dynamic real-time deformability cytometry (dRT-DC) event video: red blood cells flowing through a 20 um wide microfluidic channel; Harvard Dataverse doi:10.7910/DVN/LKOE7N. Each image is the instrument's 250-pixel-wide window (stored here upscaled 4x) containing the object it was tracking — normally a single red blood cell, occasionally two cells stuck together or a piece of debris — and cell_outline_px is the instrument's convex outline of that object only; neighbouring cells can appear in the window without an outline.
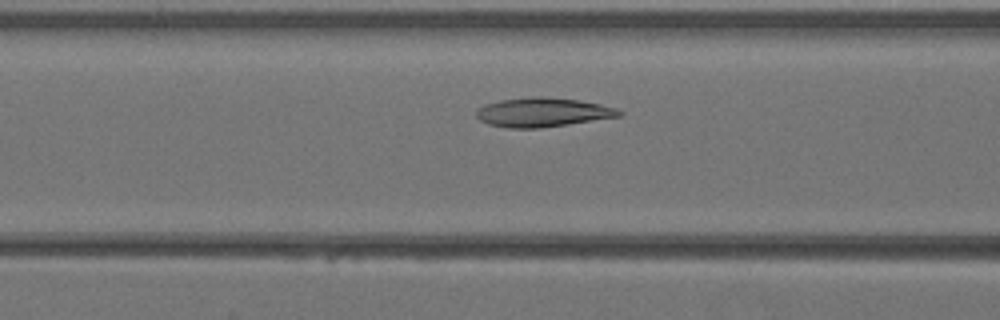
{"species": "Egyptian fruit bat (a non-hibernating species)", "species_latin": "Rousettus aegyptiacus", "temperature_condition": "warm", "stored_images_in_passage": 34, "camera_frame_rate_fps": 3000, "um_per_image_px": 0.085, "animal": {"sex": "female"}, "frame": {"image": 1, "passage_image": 10, "time_ms": 3.0, "image_size_px": [1000, 320], "cell_outline_px": [[624, 116], [540, 128], [508, 128], [488, 124], [480, 120], [476, 116], [476, 108], [484, 104], [500, 100], [540, 96], [576, 100], [600, 104], [616, 108], [624, 112]], "centroid_in_image_um": [46.13, 9.55], "position_along_channel_um": 120.5, "area_um2": 24.28}}
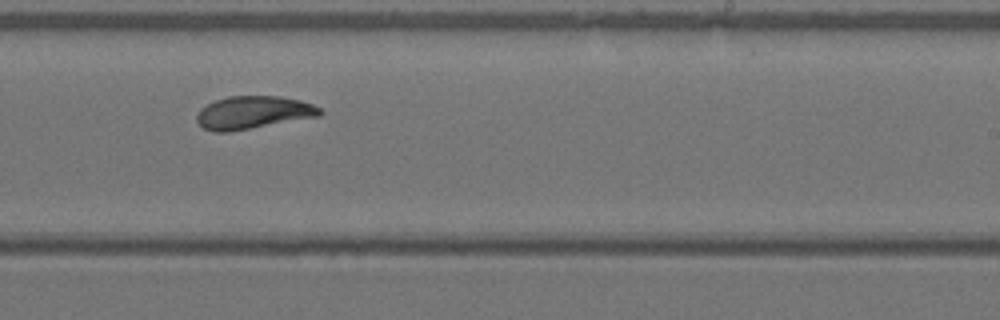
{"frame": {"image": 2, "passage_image": 19, "time_ms": 6.0, "image_size_px": [1000, 320], "cell_outline_px": [[324, 112], [320, 116], [228, 132], [212, 132], [204, 128], [196, 120], [196, 116], [200, 108], [216, 100], [228, 96], [280, 96], [300, 100], [312, 104], [320, 108]], "centroid_in_image_um": [21.52, 9.56], "position_along_channel_um": 267.5, "area_um2": 23.52}}
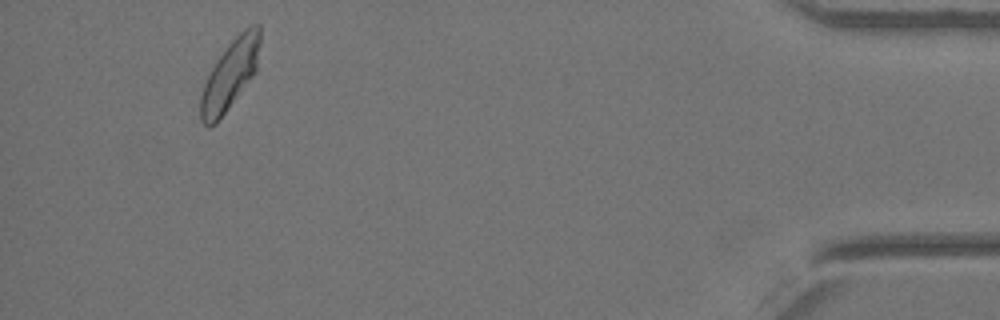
{"frame": {"image": 3, "passage_image": 32, "time_ms": 10.333, "image_size_px": [1000, 320], "cell_outline_px": [[260, 44], [256, 72], [216, 124], [204, 124], [200, 120], [200, 96], [204, 84], [216, 60], [228, 44], [244, 28], [252, 24], [260, 24]], "centroid_in_image_um": [19.57, 6.33], "position_along_channel_um": 415.6, "area_um2": 23.87}}